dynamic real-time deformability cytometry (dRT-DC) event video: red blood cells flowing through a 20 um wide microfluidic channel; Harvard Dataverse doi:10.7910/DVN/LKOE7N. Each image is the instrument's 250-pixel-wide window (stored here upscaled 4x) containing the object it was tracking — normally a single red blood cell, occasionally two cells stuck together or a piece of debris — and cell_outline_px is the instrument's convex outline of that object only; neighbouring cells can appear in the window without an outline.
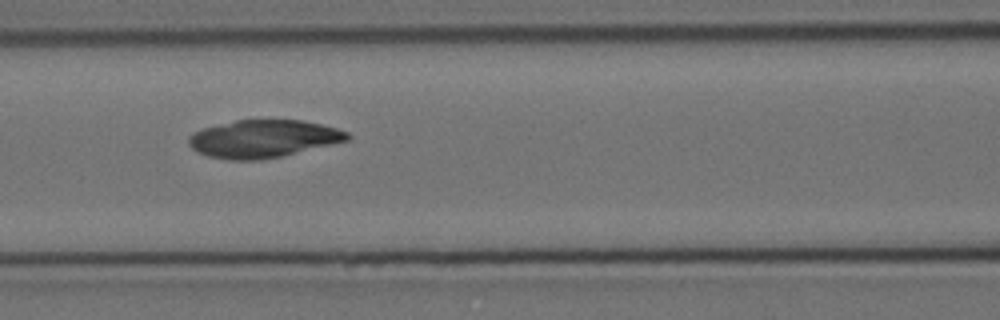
{"species": "Egyptian fruit bat (a non-hibernating species)", "species_latin": "Rousettus aegyptiacus", "temperature_condition": "cold", "stored_images_in_passage": 41, "camera_frame_rate_fps": 3000, "um_per_image_px": 0.085, "animal": {"sex": "female"}, "frame": {"image": 1, "passage_image": 8, "time_ms": 2.333, "image_size_px": [1000, 320], "cell_outline_px": [[352, 136], [348, 140], [332, 144], [280, 156], [260, 160], [228, 160], [208, 156], [196, 152], [188, 144], [188, 136], [204, 128], [236, 120], [304, 120], [336, 128], [348, 132]], "centroid_in_image_um": [22.37, 11.8], "position_along_channel_um": 144.2, "area_um2": 34.62}}
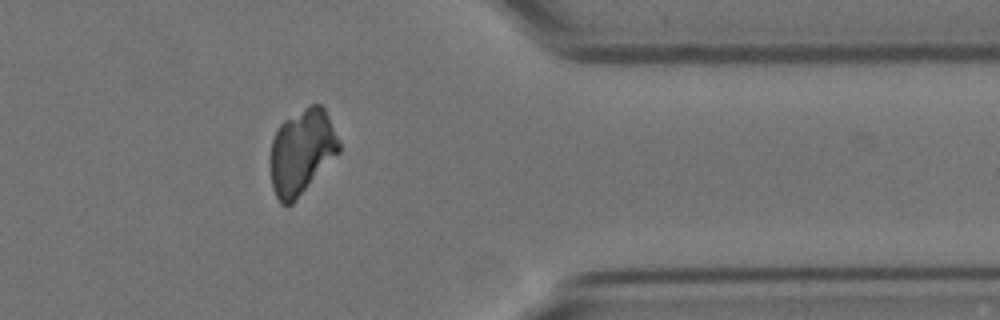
{"frame": {"image": 2, "passage_image": 30, "time_ms": 9.667, "image_size_px": [1000, 320], "cell_outline_px": [[340, 152], [296, 200], [292, 204], [280, 204], [272, 188], [272, 140], [280, 124], [284, 120], [308, 104], [320, 104], [324, 108], [340, 140]], "centroid_in_image_um": [25.68, 12.88], "position_along_channel_um": 385.7, "area_um2": 33.81}}
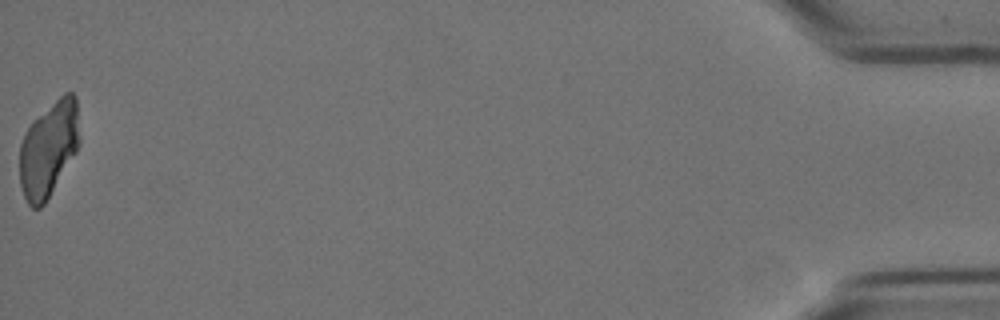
{"frame": {"image": 3, "passage_image": 41, "time_ms": 13.333, "image_size_px": [1000, 320], "cell_outline_px": [[80, 144], [76, 152], [44, 204], [40, 208], [32, 208], [28, 204], [24, 196], [20, 184], [20, 144], [32, 120], [64, 92], [72, 92], [76, 96], [80, 140]], "centroid_in_image_um": [4.14, 12.64], "position_along_channel_um": 431.1, "area_um2": 33.23}}